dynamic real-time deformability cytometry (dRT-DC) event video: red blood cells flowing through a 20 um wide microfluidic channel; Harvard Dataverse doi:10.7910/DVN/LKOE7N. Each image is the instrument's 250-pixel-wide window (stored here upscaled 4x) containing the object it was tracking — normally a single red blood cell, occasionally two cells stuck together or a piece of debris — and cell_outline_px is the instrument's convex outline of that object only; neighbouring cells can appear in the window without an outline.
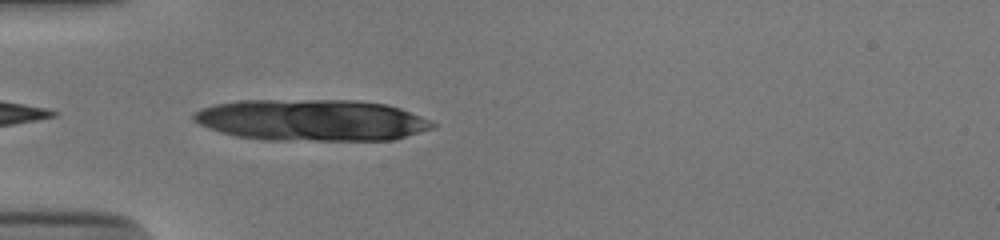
{"species": "human", "species_latin": "Homo sapiens", "temperature_condition": "cold", "stored_images_in_passage": 37, "camera_frame_rate_fps": 3000, "um_per_image_px": 0.085, "donor": {"sex": "male"}, "frame": {"image": 1, "passage_image": 1, "time_ms": 0.0, "image_size_px": [1000, 240], "cell_outline_px": [[436, 128], [396, 140], [264, 140], [236, 136], [220, 132], [208, 128], [192, 120], [192, 116], [200, 108], [216, 104], [240, 100], [356, 100], [388, 104], [400, 108], [432, 120], [436, 124]], "centroid_in_image_um": [26.55, 10.21], "position_along_channel_um": 58.5, "area_um2": 58.38}}